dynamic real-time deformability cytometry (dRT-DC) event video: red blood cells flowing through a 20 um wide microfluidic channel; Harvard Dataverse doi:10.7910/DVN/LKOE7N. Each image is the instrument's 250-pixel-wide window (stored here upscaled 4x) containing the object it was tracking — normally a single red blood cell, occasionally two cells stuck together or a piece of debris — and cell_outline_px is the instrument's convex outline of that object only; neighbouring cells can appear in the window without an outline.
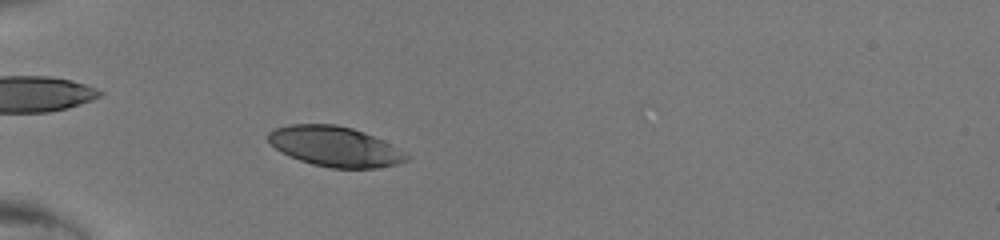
{"species": "human", "species_latin": "Homo sapiens", "temperature_condition": "room temperature", "stored_images_in_passage": 41, "camera_frame_rate_fps": 3000, "um_per_image_px": 0.085, "donor": {"sex": "male"}, "frame": {"image": 1, "passage_image": 9, "time_ms": 2.667, "image_size_px": [1000, 240], "cell_outline_px": [[412, 156], [408, 160], [396, 164], [376, 168], [332, 168], [312, 164], [300, 160], [276, 148], [268, 140], [268, 132], [276, 128], [288, 124], [336, 124], [352, 128], [364, 132]], "centroid_in_image_um": [28.47, 12.45], "position_along_channel_um": 56.5, "area_um2": 31.85}}
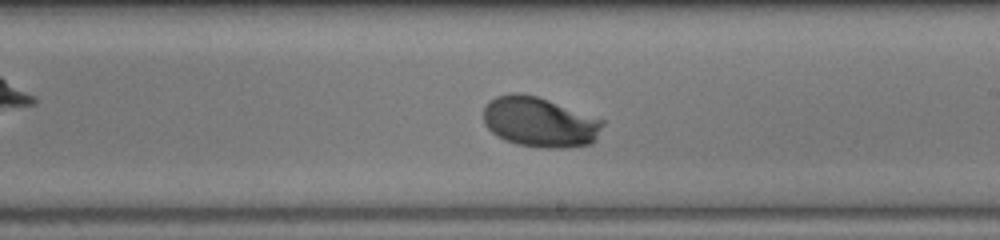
{"frame": {"image": 2, "passage_image": 23, "time_ms": 7.333, "image_size_px": [1000, 240], "cell_outline_px": [[604, 124], [596, 140], [592, 144], [564, 148], [540, 148], [516, 144], [504, 140], [496, 136], [484, 124], [484, 108], [496, 96], [508, 92], [520, 92], [536, 96], [548, 100], [604, 120]], "centroid_in_image_um": [45.87, 10.39], "position_along_channel_um": 243.1, "area_um2": 34.97}}
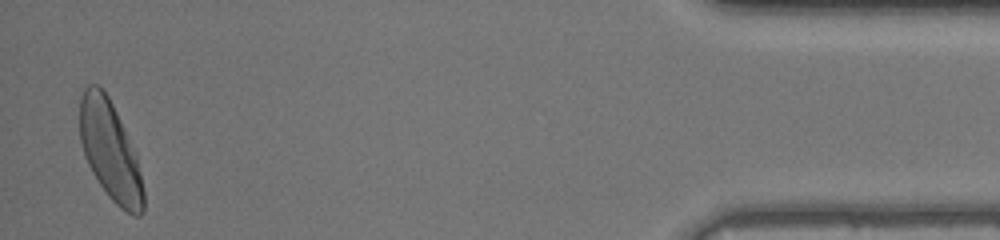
{"frame": {"image": 3, "passage_image": 40, "time_ms": 13.0, "image_size_px": [1000, 240], "cell_outline_px": [[144, 212], [140, 216], [132, 216], [120, 208], [108, 196], [92, 172], [84, 156], [80, 140], [80, 96], [84, 88], [88, 84], [96, 84], [108, 96], [116, 112], [136, 156], [140, 172], [144, 192]], "centroid_in_image_um": [9.35, 12.86], "position_along_channel_um": 425.8, "area_um2": 36.41}}